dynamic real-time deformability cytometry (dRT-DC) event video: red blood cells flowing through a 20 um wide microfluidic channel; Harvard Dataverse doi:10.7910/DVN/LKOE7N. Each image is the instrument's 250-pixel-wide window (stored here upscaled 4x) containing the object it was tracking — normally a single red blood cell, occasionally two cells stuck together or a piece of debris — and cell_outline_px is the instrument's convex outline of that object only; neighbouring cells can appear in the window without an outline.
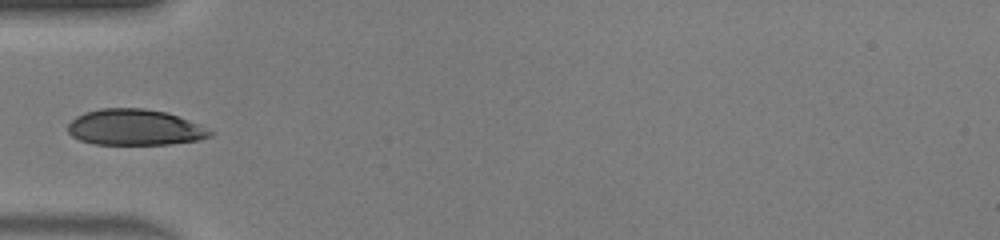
{"species": "human", "species_latin": "Homo sapiens", "temperature_condition": "warm", "stored_images_in_passage": 33, "camera_frame_rate_fps": 3000, "um_per_image_px": 0.085, "donor": {"sex": "male"}, "frame": {"image": 1, "passage_image": 1, "time_ms": 0.0, "image_size_px": [1000, 240], "cell_outline_px": [[216, 132], [212, 136], [200, 140], [168, 144], [92, 144], [80, 140], [72, 136], [68, 132], [68, 124], [76, 116], [84, 112], [100, 108], [144, 108], [168, 112], [200, 124]], "centroid_in_image_um": [11.49, 10.82], "position_along_channel_um": 73.5, "area_um2": 30.17}}
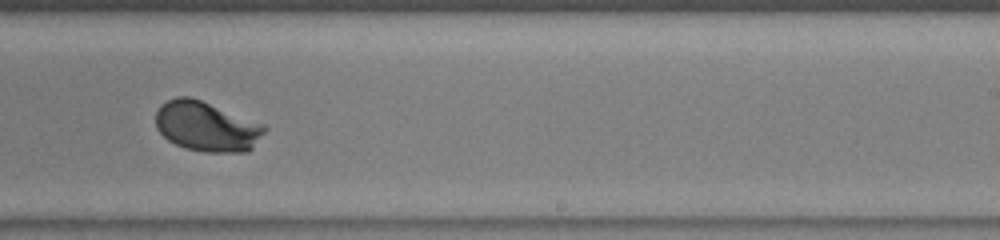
{"frame": {"image": 2, "passage_image": 15, "time_ms": 4.667, "image_size_px": [1000, 240], "cell_outline_px": [[268, 128], [252, 148], [248, 152], [204, 152], [184, 148], [168, 140], [156, 128], [156, 112], [160, 104], [176, 96], [188, 96], [200, 100], [264, 124]], "centroid_in_image_um": [17.55, 10.75], "position_along_channel_um": 271.4, "area_um2": 31.62}}
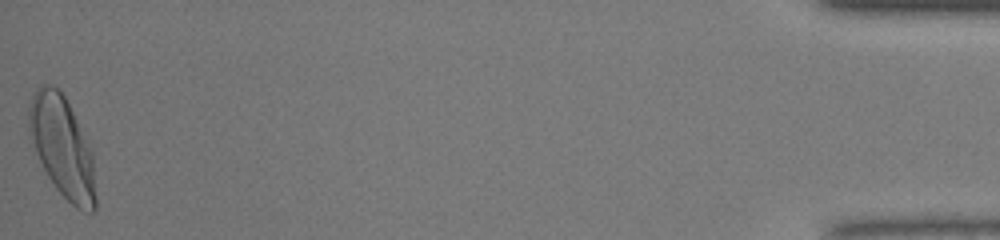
{"frame": {"image": 3, "passage_image": 33, "time_ms": 10.667, "image_size_px": [1000, 240], "cell_outline_px": [[96, 208], [92, 212], [84, 212], [76, 208], [56, 188], [48, 176], [28, 136], [28, 104], [36, 88], [40, 84], [48, 84], [56, 88], [64, 96], [92, 152], [96, 196]], "centroid_in_image_um": [5.27, 12.5], "position_along_channel_um": 429.9, "area_um2": 38.84}}